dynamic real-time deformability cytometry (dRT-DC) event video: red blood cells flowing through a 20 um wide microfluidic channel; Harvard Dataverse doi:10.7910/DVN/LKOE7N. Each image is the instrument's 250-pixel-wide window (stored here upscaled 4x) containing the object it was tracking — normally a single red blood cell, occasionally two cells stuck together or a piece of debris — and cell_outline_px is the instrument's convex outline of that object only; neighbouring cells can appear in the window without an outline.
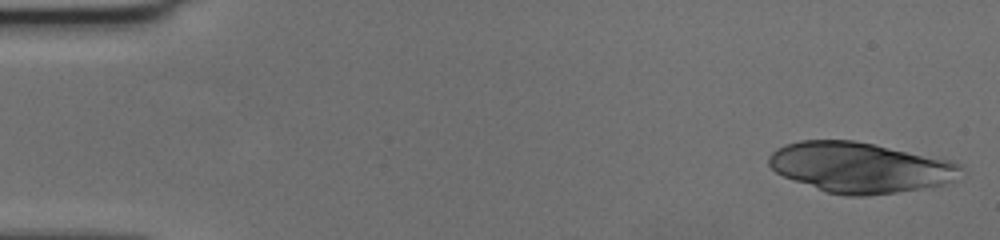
{"species": "human", "species_latin": "Homo sapiens", "temperature_condition": "cold", "stored_images_in_passage": 54, "camera_frame_rate_fps": 3000, "um_per_image_px": 0.085, "donor": {"sex": "female"}, "frame": {"image": 1, "passage_image": 1, "time_ms": 0.0, "image_size_px": [1000, 240], "cell_outline_px": [[964, 164], [956, 180], [944, 184], [896, 192], [868, 196], [848, 196], [828, 192], [784, 176], [776, 172], [768, 164], [768, 156], [776, 148], [784, 144], [800, 140], [852, 140], [952, 160]], "centroid_in_image_um": [73.11, 14.22], "position_along_channel_um": 11.9, "area_um2": 56.12}}
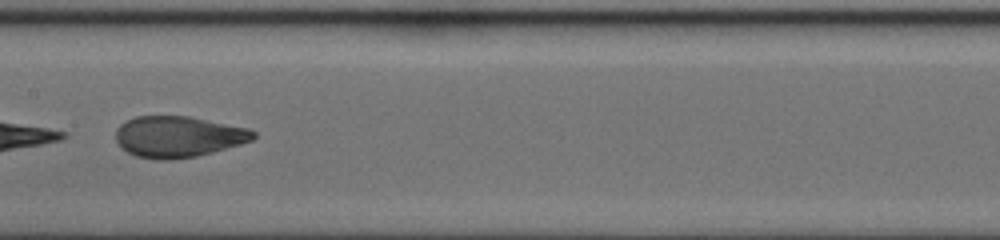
{"frame": {"image": 2, "passage_image": 28, "time_ms": 9.0, "image_size_px": [1000, 240], "cell_outline_px": [[256, 136], [252, 140], [240, 144], [212, 152], [196, 156], [168, 160], [156, 160], [136, 156], [128, 152], [116, 140], [116, 128], [120, 124], [136, 116], [188, 116], [248, 128], [256, 132]], "centroid_in_image_um": [15.14, 11.61], "position_along_channel_um": 192.3, "area_um2": 32.77}}
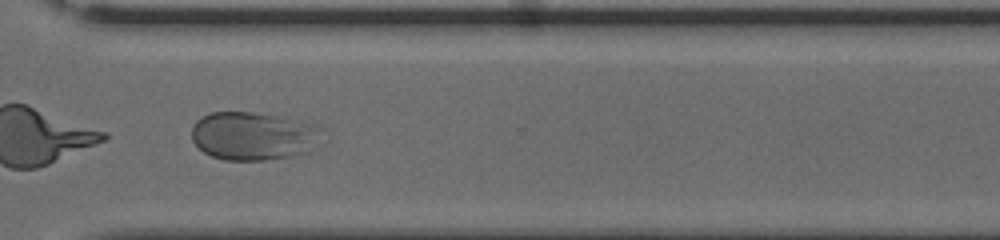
{"frame": {"image": 3, "passage_image": 41, "time_ms": 13.333, "image_size_px": [1000, 240], "cell_outline_px": [[324, 132], [308, 152], [292, 156], [264, 160], [224, 160], [212, 156], [204, 152], [192, 140], [192, 124], [196, 120], [208, 112], [252, 112], [284, 116], [312, 124], [324, 128]], "centroid_in_image_um": [21.53, 11.54], "position_along_channel_um": 349.1, "area_um2": 36.93}, "authors_computed_cell_mechanics": {"area_um2": 42.483, "velocity_mm_per_s": 3.614, "shape_relaxation_time_tau1_ms": 0.9037, "shape_relaxation_time_tau2_ms": null, "deformation_change_tau1": 0.3086, "deformation_change_tau2": null}}